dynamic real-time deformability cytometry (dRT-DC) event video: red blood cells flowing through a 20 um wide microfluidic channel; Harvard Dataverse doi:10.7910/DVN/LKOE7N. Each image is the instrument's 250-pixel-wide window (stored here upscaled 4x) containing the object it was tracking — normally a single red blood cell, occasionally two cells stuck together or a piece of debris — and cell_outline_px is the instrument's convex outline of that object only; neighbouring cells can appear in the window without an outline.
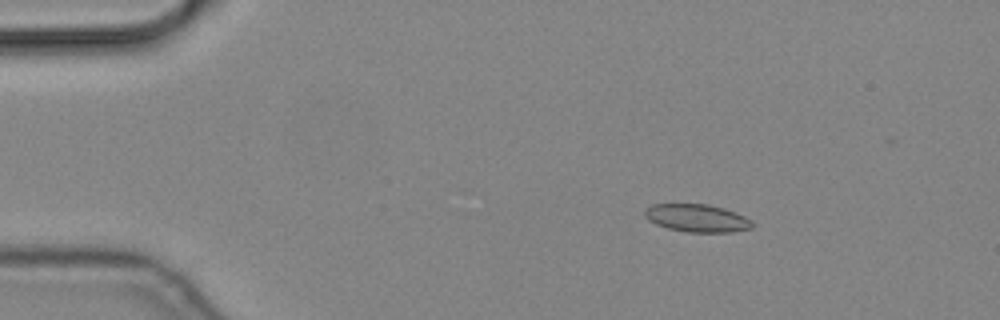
{"species": "common noctule bat (a hibernating species)", "species_latin": "Nyctalus noctula", "temperature_condition": "cold", "stored_images_in_passage": 5, "camera_frame_rate_fps": 3000, "um_per_image_px": 0.085, "animal": {"sex": "male", "body_mass_g": 19.2, "forearm_length_mm": 51.8}, "frame": {"image": 1, "passage_image": 2, "time_ms": 0.333, "image_size_px": [1000, 320], "cell_outline_px": [[756, 224], [752, 228], [732, 232], [688, 232], [668, 228], [656, 224], [648, 220], [644, 216], [644, 208], [652, 204], [708, 204], [724, 208], [744, 216], [752, 220]], "centroid_in_image_um": [59.25, 18.53], "position_along_channel_um": 25.8, "area_um2": 17.57}}
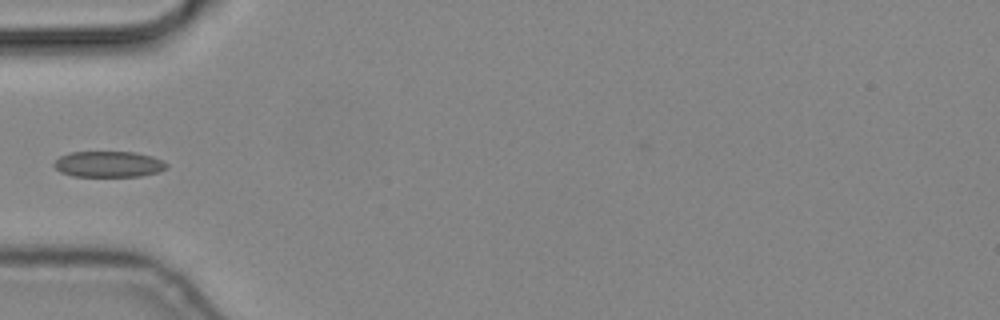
{"frame": {"image": 2, "passage_image": 5, "time_ms": 1.333, "image_size_px": [1000, 320], "cell_outline_px": [[168, 168], [160, 172], [140, 176], [72, 176], [60, 172], [52, 164], [60, 156], [68, 152], [136, 152], [152, 156], [164, 160], [168, 164]], "centroid_in_image_um": [9.26, 13.95], "position_along_channel_um": 75.7, "area_um2": 17.22}}